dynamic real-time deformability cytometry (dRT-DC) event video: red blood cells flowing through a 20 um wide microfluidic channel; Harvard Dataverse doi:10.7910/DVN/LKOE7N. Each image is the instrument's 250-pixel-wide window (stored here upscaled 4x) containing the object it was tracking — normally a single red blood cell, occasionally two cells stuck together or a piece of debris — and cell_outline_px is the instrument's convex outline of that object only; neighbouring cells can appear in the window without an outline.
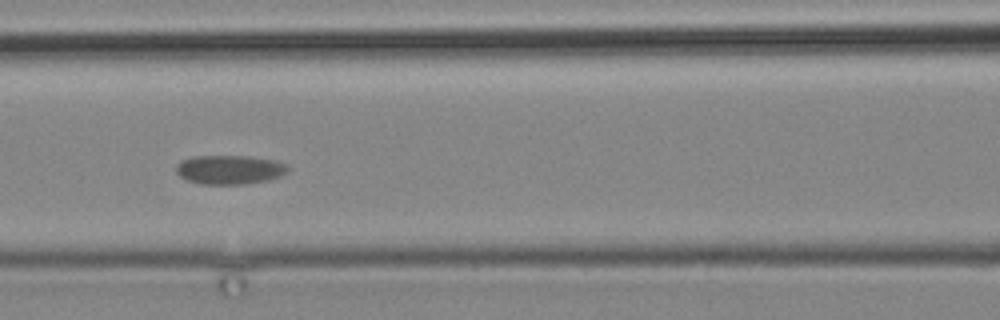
{"species": "common noctule bat (a hibernating species)", "species_latin": "Nyctalus noctula", "temperature_condition": "cold", "stored_images_in_passage": 4, "camera_frame_rate_fps": 3000, "um_per_image_px": 0.085, "animal": {"sex": "male", "body_mass_g": 19.2, "forearm_length_mm": 51.8}, "frame": {"image": 1, "passage_image": 3, "time_ms": 2.333, "image_size_px": [1000, 320], "cell_outline_px": [[288, 172], [280, 176], [268, 180], [244, 184], [200, 184], [188, 180], [180, 176], [176, 172], [176, 164], [180, 160], [192, 156], [248, 156], [276, 160], [288, 164]], "centroid_in_image_um": [19.52, 14.41], "position_along_channel_um": 147.1, "area_um2": 19.13}}
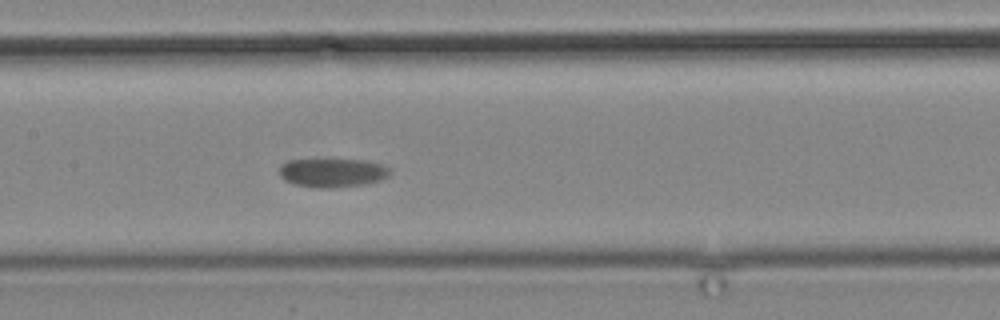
{"frame": {"image": 2, "passage_image": 4, "time_ms": 3.333, "image_size_px": [1000, 320], "cell_outline_px": [[392, 172], [388, 176], [380, 180], [368, 184], [332, 188], [320, 188], [296, 184], [280, 176], [280, 164], [288, 160], [364, 160], [384, 164], [392, 168]], "centroid_in_image_um": [28.34, 14.68], "position_along_channel_um": 179.1, "area_um2": 18.61}}